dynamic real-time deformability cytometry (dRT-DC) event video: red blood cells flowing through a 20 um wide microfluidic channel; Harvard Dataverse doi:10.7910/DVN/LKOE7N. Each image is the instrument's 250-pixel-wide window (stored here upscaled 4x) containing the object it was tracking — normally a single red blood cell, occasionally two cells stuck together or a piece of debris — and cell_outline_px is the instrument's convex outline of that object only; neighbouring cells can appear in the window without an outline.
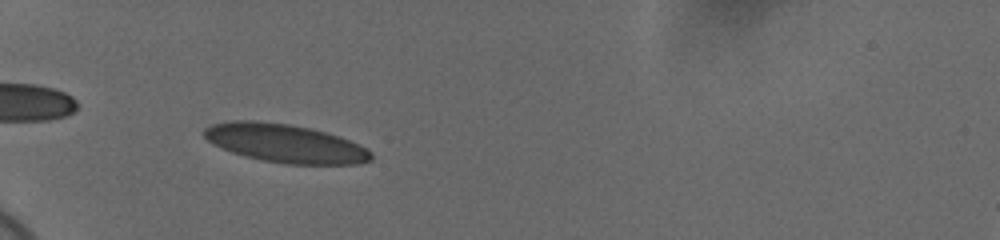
{"species": "human", "species_latin": "Homo sapiens", "temperature_condition": "cold", "stored_images_in_passage": 48, "camera_frame_rate_fps": 3000, "um_per_image_px": 0.085, "donor": {"sex": "female"}, "frame": {"image": 1, "passage_image": 11, "time_ms": 3.333, "image_size_px": [1000, 240], "cell_outline_px": [[372, 160], [360, 164], [284, 164], [260, 160], [244, 156], [232, 152], [212, 144], [204, 136], [204, 128], [212, 124], [236, 120], [252, 120], [288, 124], [312, 128], [340, 136], [360, 144], [368, 148], [372, 152]], "centroid_in_image_um": [24.28, 12.19], "position_along_channel_um": 60.7, "area_um2": 37.69}}
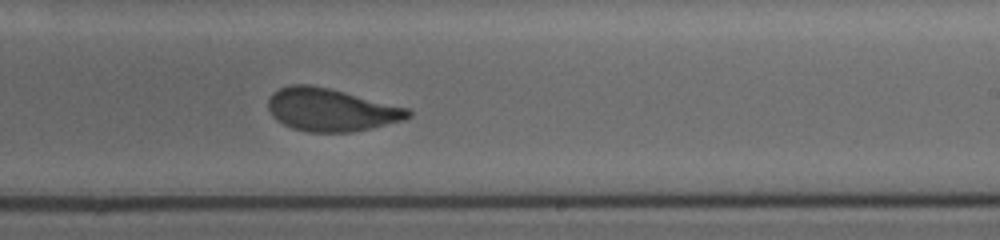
{"frame": {"image": 2, "passage_image": 29, "time_ms": 9.333, "image_size_px": [1000, 240], "cell_outline_px": [[412, 116], [404, 120], [372, 128], [352, 132], [308, 132], [292, 128], [276, 120], [272, 116], [268, 108], [268, 100], [272, 92], [280, 88], [292, 84], [312, 84], [408, 108], [412, 112]], "centroid_in_image_um": [28.12, 9.34], "position_along_channel_um": 260.9, "area_um2": 34.91}}
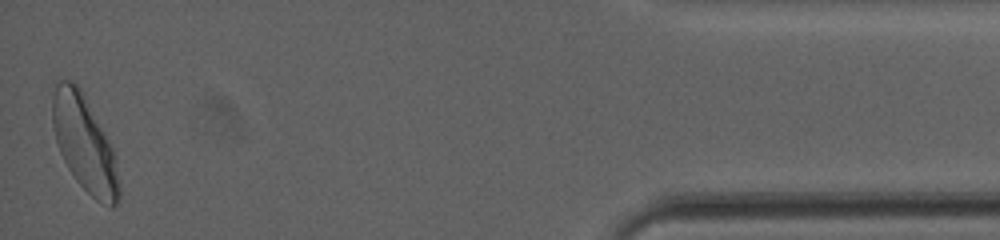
{"frame": {"image": 3, "passage_image": 48, "time_ms": 15.667, "image_size_px": [1000, 240], "cell_outline_px": [[120, 200], [112, 208], [100, 204], [76, 180], [68, 168], [60, 152], [56, 140], [52, 124], [52, 96], [56, 80], [72, 80], [80, 88], [104, 132], [116, 156], [120, 180]], "centroid_in_image_um": [7.19, 12.24], "position_along_channel_um": 428.0, "area_um2": 37.22}, "authors_computed_cell_mechanics": {"area_um2": 35.547, "velocity_mm_per_s": 3.6436, "shape_relaxation_time_tau1_ms": 5.536, "shape_relaxation_time_tau2_ms": 0.6176, "deformation_change_tau1": 0.1614, "deformation_change_tau2": 0.0661}}